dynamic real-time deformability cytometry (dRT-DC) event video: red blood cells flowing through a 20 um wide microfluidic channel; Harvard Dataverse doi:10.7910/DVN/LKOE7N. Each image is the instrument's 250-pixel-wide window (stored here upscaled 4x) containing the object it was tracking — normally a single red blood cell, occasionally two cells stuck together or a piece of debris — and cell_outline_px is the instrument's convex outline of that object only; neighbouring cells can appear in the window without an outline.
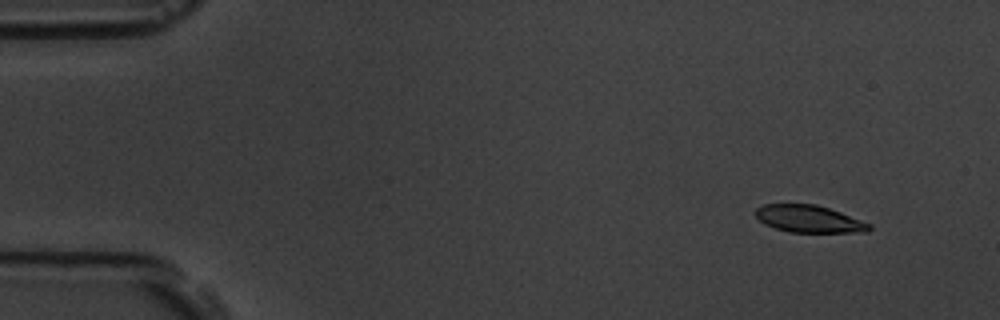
{"species": "common noctule bat (a hibernating species)", "species_latin": "Nyctalus noctula", "temperature_condition": "room temperature", "stored_images_in_passage": 5, "camera_frame_rate_fps": 3000, "um_per_image_px": 0.085, "animal": {"sex": "male", "body_mass_g": 19.5, "forearm_length_mm": 54.6}, "frame": {"image": 1, "passage_image": 1, "time_ms": 0.0, "image_size_px": [1000, 320], "cell_outline_px": [[872, 228], [868, 232], [788, 232], [764, 224], [756, 216], [756, 208], [764, 204], [816, 204], [840, 212], [872, 224]], "centroid_in_image_um": [68.78, 18.61], "position_along_channel_um": 16.2, "area_um2": 17.98}}
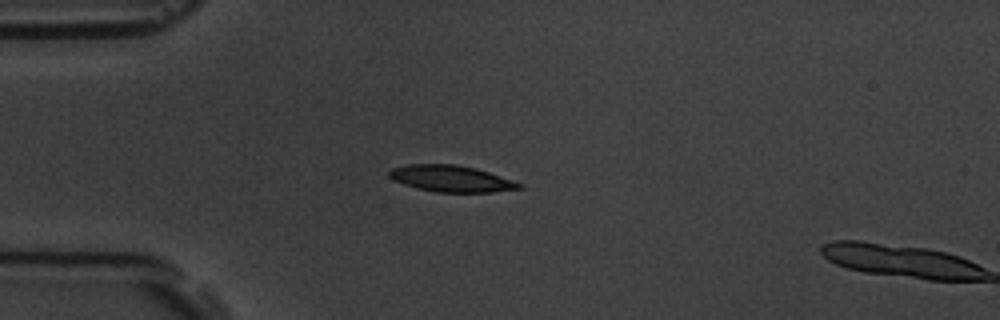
{"frame": {"image": 2, "passage_image": 4, "time_ms": 3.333, "image_size_px": [1000, 320], "cell_outline_px": [[524, 188], [492, 192], [436, 192], [416, 188], [404, 184], [388, 176], [388, 172], [392, 168], [408, 164], [456, 164], [476, 168], [524, 184]], "centroid_in_image_um": [38.37, 15.18], "position_along_channel_um": 46.6, "area_um2": 20.0}}